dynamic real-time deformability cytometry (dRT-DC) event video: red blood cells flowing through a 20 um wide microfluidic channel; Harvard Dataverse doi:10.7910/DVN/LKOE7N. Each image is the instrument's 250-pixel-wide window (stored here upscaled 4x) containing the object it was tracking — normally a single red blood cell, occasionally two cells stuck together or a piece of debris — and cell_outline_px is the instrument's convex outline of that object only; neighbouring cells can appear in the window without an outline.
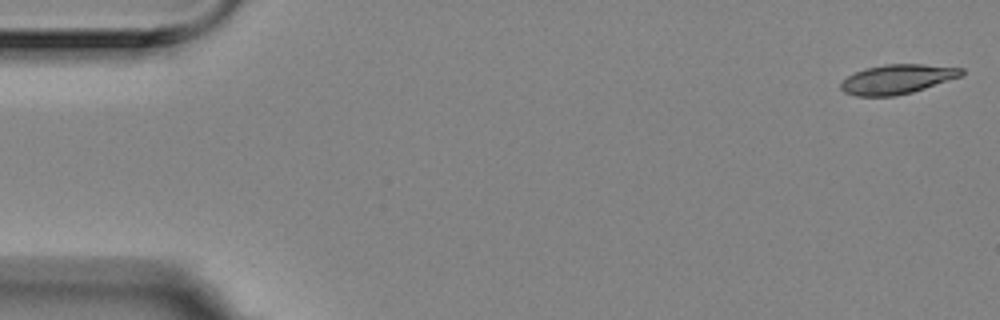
{"species": "Egyptian fruit bat (a non-hibernating species)", "species_latin": "Rousettus aegyptiacus", "temperature_condition": "room temperature", "stored_images_in_passage": 56, "camera_frame_rate_fps": 3000, "um_per_image_px": 0.085, "animal": {"sex": "female"}, "frame": {"image": 1, "passage_image": 1, "time_ms": 0.0, "image_size_px": [1000, 320], "cell_outline_px": [[964, 76], [912, 92], [896, 96], [856, 96], [844, 92], [840, 88], [840, 84], [848, 76], [864, 68], [884, 64], [924, 64], [964, 68]], "centroid_in_image_um": [76.3, 6.72], "position_along_channel_um": 8.7, "area_um2": 20.87}}
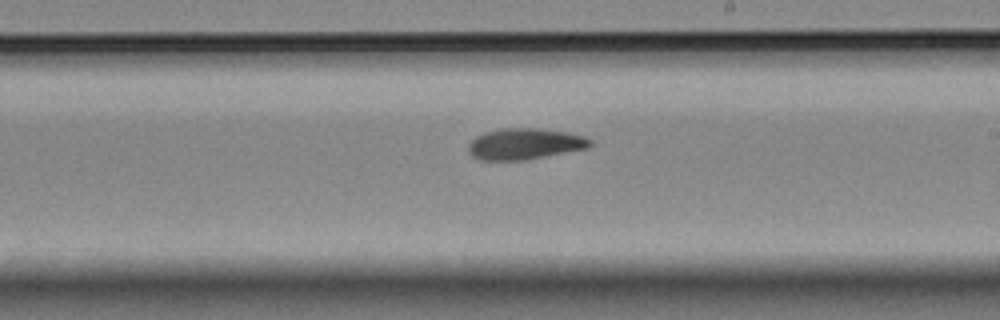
{"frame": {"image": 2, "passage_image": 32, "time_ms": 10.333, "image_size_px": [1000, 320], "cell_outline_px": [[592, 144], [588, 148], [524, 160], [480, 160], [472, 156], [468, 152], [468, 144], [476, 136], [484, 132], [500, 128], [532, 128], [564, 132], [580, 136], [592, 140]], "centroid_in_image_um": [44.54, 12.24], "position_along_channel_um": 244.5, "area_um2": 21.91}}
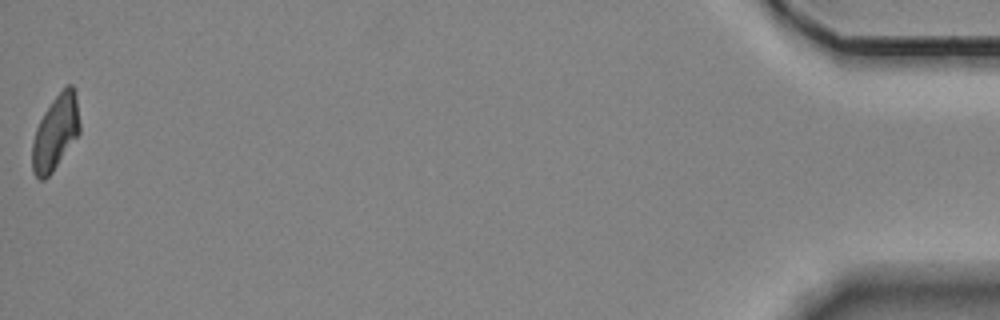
{"frame": {"image": 3, "passage_image": 56, "time_ms": 18.333, "image_size_px": [1000, 320], "cell_outline_px": [[80, 132], [52, 172], [44, 180], [40, 180], [32, 172], [32, 140], [36, 128], [44, 112], [52, 100], [68, 84], [72, 84], [76, 92], [80, 124]], "centroid_in_image_um": [4.71, 11.26], "position_along_channel_um": 430.5, "area_um2": 20.63}, "authors_computed_cell_mechanics": {"area_um2": 21.4438, "velocity_mm_per_s": 3.5175, "shape_relaxation_time_tau1_ms": null, "shape_relaxation_time_tau2_ms": 8.8186, "deformation_change_tau1": null, "deformation_change_tau2": 0.1554}}